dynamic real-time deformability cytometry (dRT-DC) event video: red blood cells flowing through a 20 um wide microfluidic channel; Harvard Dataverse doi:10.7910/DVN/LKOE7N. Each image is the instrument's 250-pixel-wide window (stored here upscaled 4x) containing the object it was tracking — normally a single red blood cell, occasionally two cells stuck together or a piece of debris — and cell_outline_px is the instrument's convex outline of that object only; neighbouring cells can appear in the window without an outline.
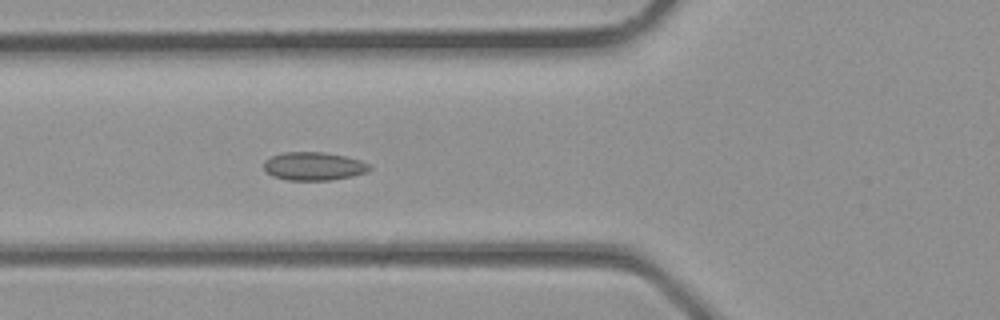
{"species": "common noctule bat (a hibernating species)", "species_latin": "Nyctalus noctula", "temperature_condition": "room temperature", "stored_images_in_passage": 27, "camera_frame_rate_fps": 3000, "um_per_image_px": 0.085, "animal": {"sex": "male", "body_mass_g": 23.1, "forearm_length_mm": 52.7}, "frame": {"image": 1, "passage_image": 5, "time_ms": 1.333, "image_size_px": [1000, 320], "cell_outline_px": [[372, 168], [368, 172], [352, 176], [328, 180], [288, 180], [272, 176], [264, 168], [264, 160], [272, 156], [284, 152], [324, 152], [348, 156], [360, 160], [368, 164]], "centroid_in_image_um": [26.69, 14.12], "position_along_channel_um": 99.1, "area_um2": 17.46}}
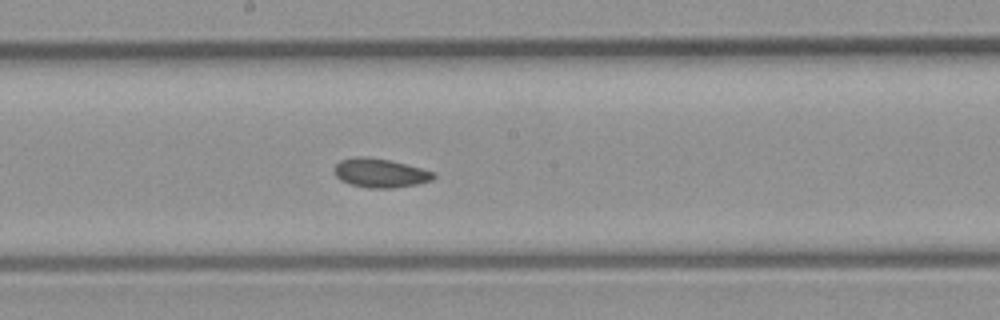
{"frame": {"image": 2, "passage_image": 11, "time_ms": 3.333, "image_size_px": [1000, 320], "cell_outline_px": [[436, 176], [432, 180], [416, 184], [392, 188], [368, 188], [352, 184], [340, 180], [332, 172], [332, 168], [340, 160], [356, 156], [368, 156], [388, 160], [436, 172]], "centroid_in_image_um": [32.27, 14.7], "position_along_channel_um": 215.9, "area_um2": 16.82}}
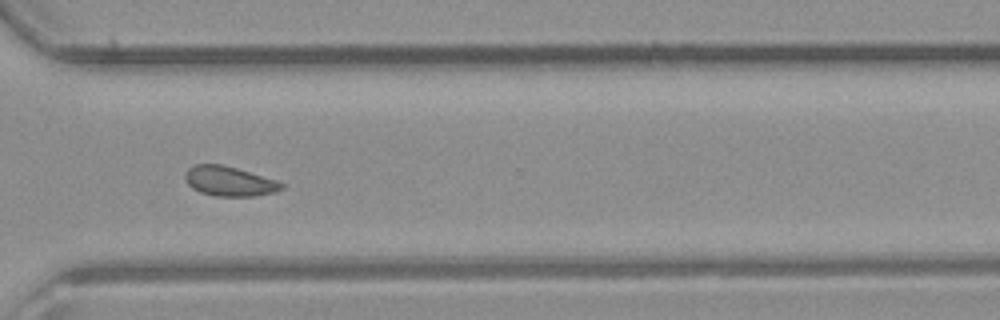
{"frame": {"image": 3, "passage_image": 18, "time_ms": 5.667, "image_size_px": [1000, 320], "cell_outline_px": [[284, 188], [276, 192], [252, 196], [216, 196], [200, 192], [192, 188], [184, 180], [184, 172], [188, 168], [196, 164], [220, 164], [236, 168], [276, 180], [284, 184]], "centroid_in_image_um": [19.46, 15.4], "position_along_channel_um": 351.1, "area_um2": 16.7}}